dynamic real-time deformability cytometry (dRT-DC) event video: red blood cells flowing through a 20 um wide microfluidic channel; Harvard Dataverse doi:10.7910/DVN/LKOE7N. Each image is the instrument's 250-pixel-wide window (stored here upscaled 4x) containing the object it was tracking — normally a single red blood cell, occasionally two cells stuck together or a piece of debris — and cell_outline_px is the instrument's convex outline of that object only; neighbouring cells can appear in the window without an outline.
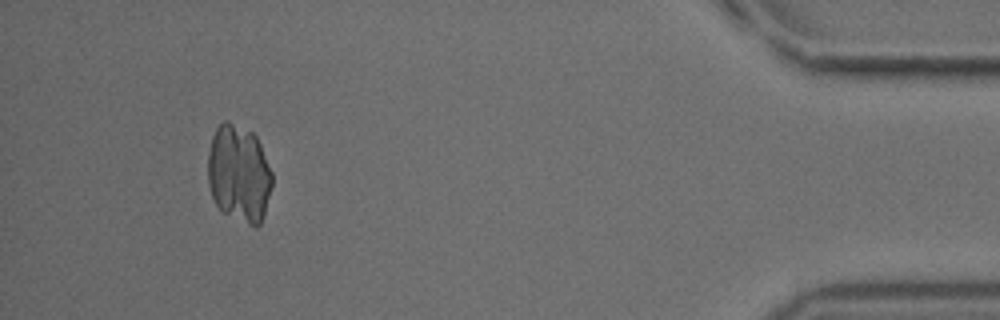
{"species": "common noctule bat (a hibernating species)", "species_latin": "Nyctalus noctula", "temperature_condition": "cold", "stored_images_in_passage": 53, "camera_frame_rate_fps": 3000, "um_per_image_px": 0.085, "animal": {"sex": "male", "body_mass_g": 18.8}, "frame": {"image": 1, "passage_image": 50, "time_ms": 16.333, "image_size_px": [1000, 320], "cell_outline_px": [[272, 184], [264, 216], [260, 224], [256, 228], [220, 212], [212, 196], [208, 184], [208, 152], [212, 136], [216, 128], [224, 120], [228, 120], [252, 132], [256, 136], [260, 144], [272, 172]], "centroid_in_image_um": [20.3, 14.77], "position_along_channel_um": 414.9, "area_um2": 36.88}}